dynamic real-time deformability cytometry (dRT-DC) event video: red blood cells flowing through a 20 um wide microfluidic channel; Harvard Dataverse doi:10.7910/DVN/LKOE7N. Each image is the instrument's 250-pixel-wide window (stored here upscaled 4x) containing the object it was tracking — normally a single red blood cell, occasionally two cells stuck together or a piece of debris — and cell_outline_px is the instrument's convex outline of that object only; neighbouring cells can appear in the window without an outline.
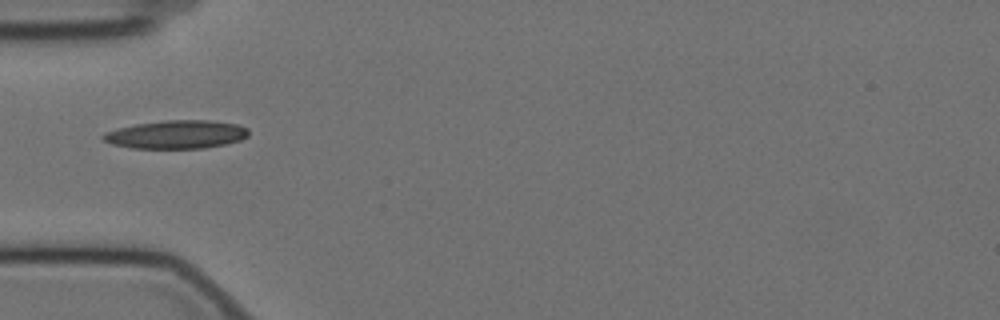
{"species": "Egyptian fruit bat (a non-hibernating species)", "species_latin": "Rousettus aegyptiacus", "temperature_condition": "cold", "stored_images_in_passage": 5, "camera_frame_rate_fps": 3000, "um_per_image_px": 0.085, "animal": {"sex": "female"}, "frame": {"image": 1, "passage_image": 1, "time_ms": 0.0, "image_size_px": [1000, 320], "cell_outline_px": [[248, 136], [240, 140], [224, 144], [204, 148], [132, 148], [112, 144], [104, 140], [100, 136], [104, 132], [136, 124], [164, 120], [208, 120], [236, 124], [248, 128]], "centroid_in_image_um": [14.98, 11.43], "position_along_channel_um": 70.0, "area_um2": 23.87}}